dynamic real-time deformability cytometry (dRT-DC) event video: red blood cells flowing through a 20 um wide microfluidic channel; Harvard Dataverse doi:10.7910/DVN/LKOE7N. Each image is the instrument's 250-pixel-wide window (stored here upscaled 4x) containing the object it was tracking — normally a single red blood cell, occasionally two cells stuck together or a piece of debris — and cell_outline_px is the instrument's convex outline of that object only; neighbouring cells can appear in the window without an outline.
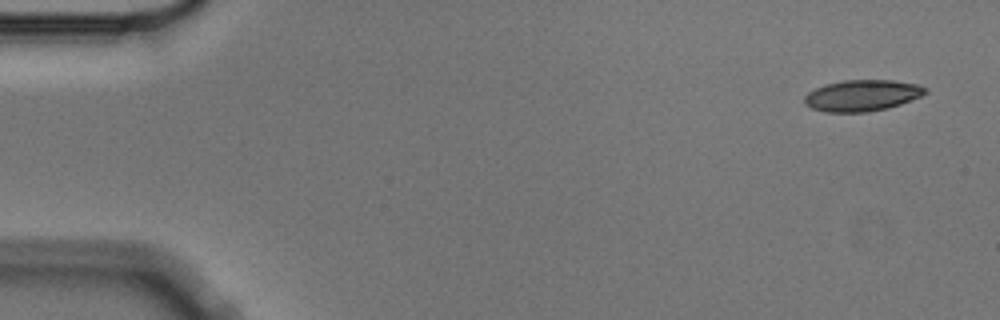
{"species": "Egyptian fruit bat (a non-hibernating species)", "species_latin": "Rousettus aegyptiacus", "temperature_condition": "cold", "stored_images_in_passage": 4, "camera_frame_rate_fps": 3000, "um_per_image_px": 0.085, "animal": {"sex": "male"}, "frame": {"image": 1, "passage_image": 1, "time_ms": 0.0, "image_size_px": [1000, 320], "cell_outline_px": [[928, 92], [920, 96], [900, 104], [888, 108], [868, 112], [824, 112], [812, 108], [804, 104], [804, 96], [808, 92], [824, 84], [844, 80], [892, 80], [916, 84], [928, 88]], "centroid_in_image_um": [73.26, 8.11], "position_along_channel_um": 11.7, "area_um2": 22.08}}